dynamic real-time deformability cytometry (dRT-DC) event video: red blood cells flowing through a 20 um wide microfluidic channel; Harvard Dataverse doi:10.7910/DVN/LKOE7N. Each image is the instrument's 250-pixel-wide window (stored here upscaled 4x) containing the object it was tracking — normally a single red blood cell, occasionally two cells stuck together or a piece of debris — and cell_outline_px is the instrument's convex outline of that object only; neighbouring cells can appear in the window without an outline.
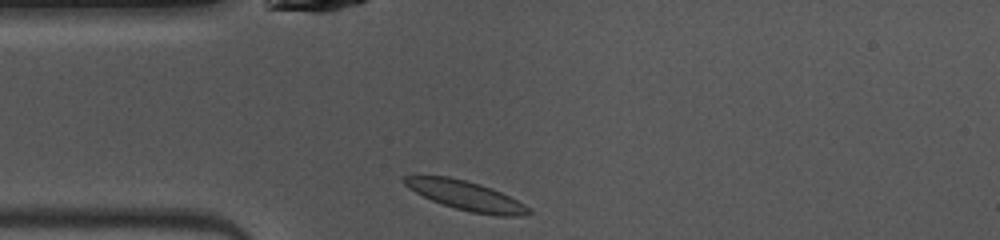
{"species": "common noctule bat (a hibernating species)", "species_latin": "Nyctalus noctula", "temperature_condition": "warm", "stored_images_in_passage": 38, "camera_frame_rate_fps": 3000, "um_per_image_px": 0.085, "animal": {"sex": "female", "body_mass_g": 10.0, "forearm_length_mm": 53.1}, "frame": {"image": 1, "passage_image": 1, "time_ms": 0.0, "image_size_px": [1000, 240], "cell_outline_px": [[532, 212], [520, 216], [496, 216], [472, 212], [456, 208], [432, 200], [408, 188], [400, 180], [404, 176], [448, 176], [480, 184], [492, 188], [524, 204]], "centroid_in_image_um": [39.58, 16.62], "position_along_channel_um": 45.4, "area_um2": 20.87}}
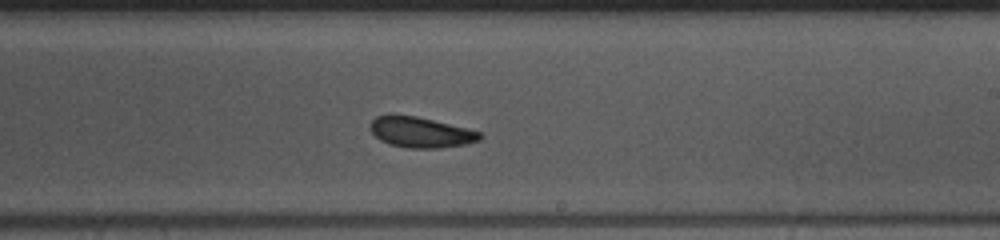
{"frame": {"image": 2, "passage_image": 17, "time_ms": 5.333, "image_size_px": [1000, 240], "cell_outline_px": [[484, 136], [480, 140], [464, 144], [440, 148], [408, 148], [388, 144], [380, 140], [372, 132], [368, 124], [376, 116], [416, 116], [468, 128], [480, 132]], "centroid_in_image_um": [35.78, 11.26], "position_along_channel_um": 253.2, "area_um2": 19.36}}
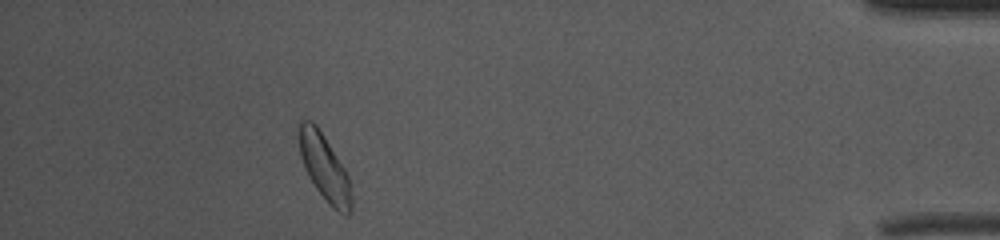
{"frame": {"image": 3, "passage_image": 33, "time_ms": 10.667, "image_size_px": [1000, 240], "cell_outline_px": [[352, 208], [348, 216], [344, 216], [332, 208], [316, 188], [308, 176], [304, 168], [300, 156], [300, 120], [312, 120], [316, 124], [324, 136], [344, 168], [348, 176], [352, 196]], "centroid_in_image_um": [27.6, 14.3], "position_along_channel_um": 407.6, "area_um2": 20.06}, "authors_computed_cell_mechanics": {"area_um2": 19.941, "velocity_mm_per_s": 4.0367, "shape_relaxation_time_tau1_ms": 5.4148, "shape_relaxation_time_tau2_ms": 4.1213, "deformation_change_tau1": 0.1167, "deformation_change_tau2": 0.0755}}